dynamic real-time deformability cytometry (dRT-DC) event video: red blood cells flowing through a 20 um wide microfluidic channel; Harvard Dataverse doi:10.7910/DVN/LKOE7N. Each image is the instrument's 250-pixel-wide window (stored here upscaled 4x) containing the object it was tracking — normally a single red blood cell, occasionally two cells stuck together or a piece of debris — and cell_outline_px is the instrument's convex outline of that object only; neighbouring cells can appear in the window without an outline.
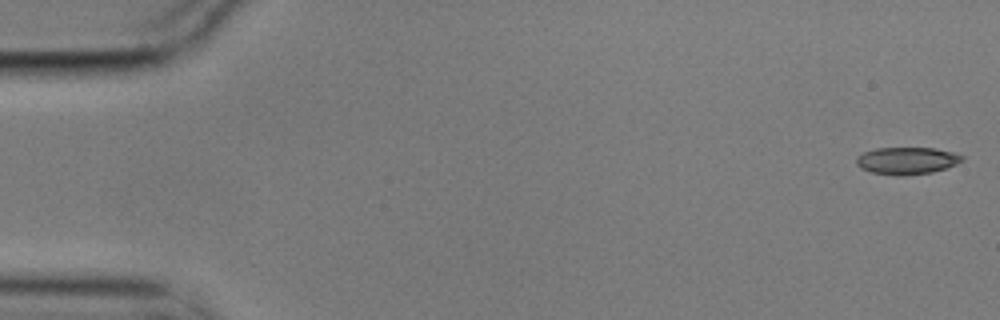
{"species": "common noctule bat (a hibernating species)", "species_latin": "Nyctalus noctula", "temperature_condition": "cold", "stored_images_in_passage": 6, "camera_frame_rate_fps": 3000, "um_per_image_px": 0.085, "animal": {"sex": "male", "body_mass_g": 17.9}, "frame": {"image": 1, "passage_image": 1, "time_ms": 0.0, "image_size_px": [1000, 320], "cell_outline_px": [[964, 160], [948, 168], [932, 172], [904, 176], [896, 176], [872, 172], [860, 168], [856, 164], [856, 156], [864, 152], [876, 148], [936, 148], [952, 152], [964, 156]], "centroid_in_image_um": [77.09, 13.66], "position_along_channel_um": 7.9, "area_um2": 16.94}}
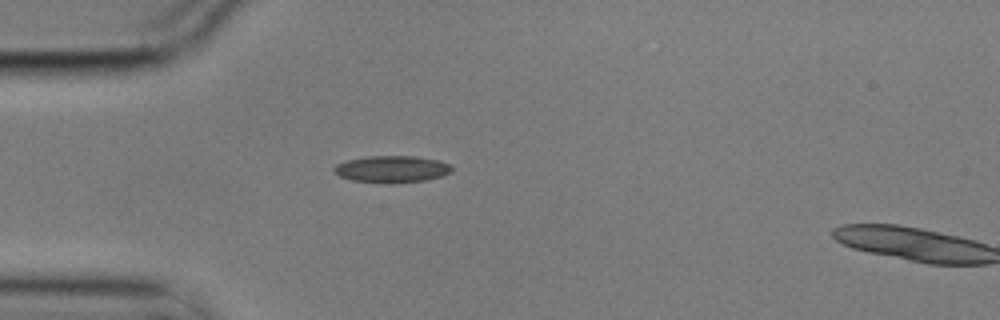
{"frame": {"image": 2, "passage_image": 5, "time_ms": 1.333, "image_size_px": [1000, 320], "cell_outline_px": [[452, 172], [428, 180], [392, 184], [352, 180], [340, 176], [332, 168], [336, 164], [348, 160], [368, 156], [416, 156], [436, 160], [452, 164]], "centroid_in_image_um": [33.34, 14.38], "position_along_channel_um": 51.7, "area_um2": 18.5}}